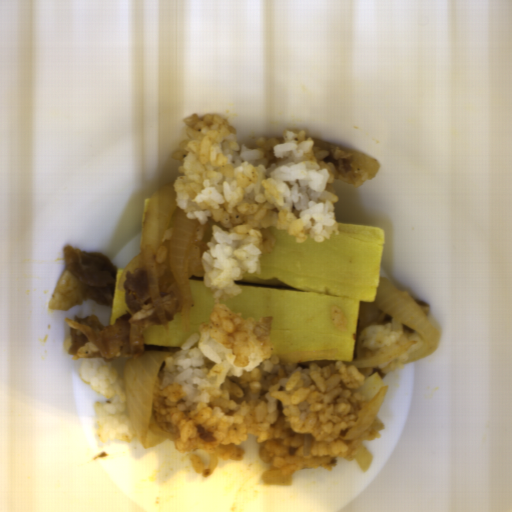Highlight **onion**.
Segmentation results:
<instances>
[{
	"instance_id": "55239325",
	"label": "onion",
	"mask_w": 512,
	"mask_h": 512,
	"mask_svg": "<svg viewBox=\"0 0 512 512\" xmlns=\"http://www.w3.org/2000/svg\"><path fill=\"white\" fill-rule=\"evenodd\" d=\"M375 302L381 311L387 312L422 341V346L410 353L406 362L432 355L439 346L441 329L432 325L417 303L407 293H398L388 278H380L375 292Z\"/></svg>"
},
{
	"instance_id": "275d332c",
	"label": "onion",
	"mask_w": 512,
	"mask_h": 512,
	"mask_svg": "<svg viewBox=\"0 0 512 512\" xmlns=\"http://www.w3.org/2000/svg\"><path fill=\"white\" fill-rule=\"evenodd\" d=\"M339 150H343L346 153L351 154L352 166L360 169L362 172H365L367 180L370 181L375 177L380 166L376 160L362 153L346 149L342 146H339Z\"/></svg>"
},
{
	"instance_id": "6bf65262",
	"label": "onion",
	"mask_w": 512,
	"mask_h": 512,
	"mask_svg": "<svg viewBox=\"0 0 512 512\" xmlns=\"http://www.w3.org/2000/svg\"><path fill=\"white\" fill-rule=\"evenodd\" d=\"M170 355L167 352H147L142 357L129 358L124 366L125 402L137 442L149 449L164 440L176 441L178 434L163 431L156 423L152 399L161 366Z\"/></svg>"
},
{
	"instance_id": "25a0d678",
	"label": "onion",
	"mask_w": 512,
	"mask_h": 512,
	"mask_svg": "<svg viewBox=\"0 0 512 512\" xmlns=\"http://www.w3.org/2000/svg\"><path fill=\"white\" fill-rule=\"evenodd\" d=\"M261 479L268 486H292L293 474L284 475L279 470H267L262 474Z\"/></svg>"
},
{
	"instance_id": "06740285",
	"label": "onion",
	"mask_w": 512,
	"mask_h": 512,
	"mask_svg": "<svg viewBox=\"0 0 512 512\" xmlns=\"http://www.w3.org/2000/svg\"><path fill=\"white\" fill-rule=\"evenodd\" d=\"M175 181L165 183L151 195L145 226L140 235L141 250L122 270L118 289L123 292L127 272L133 275L138 269L145 268L151 304L160 323L167 331L168 319L160 296L156 258L160 243L166 237L173 222L168 262L182 299L180 325L183 332H190V316L194 300L187 266L199 220L198 218L190 219L185 211L177 206L173 186Z\"/></svg>"
},
{
	"instance_id": "997b7004",
	"label": "onion",
	"mask_w": 512,
	"mask_h": 512,
	"mask_svg": "<svg viewBox=\"0 0 512 512\" xmlns=\"http://www.w3.org/2000/svg\"><path fill=\"white\" fill-rule=\"evenodd\" d=\"M312 440H313V436H311L310 434H306L305 433V435L303 437L304 456H308L310 454L311 446H312Z\"/></svg>"
},
{
	"instance_id": "9b606d95",
	"label": "onion",
	"mask_w": 512,
	"mask_h": 512,
	"mask_svg": "<svg viewBox=\"0 0 512 512\" xmlns=\"http://www.w3.org/2000/svg\"><path fill=\"white\" fill-rule=\"evenodd\" d=\"M219 455L210 453L209 463L207 467L203 470L202 478H208L218 466Z\"/></svg>"
},
{
	"instance_id": "23ac38db",
	"label": "onion",
	"mask_w": 512,
	"mask_h": 512,
	"mask_svg": "<svg viewBox=\"0 0 512 512\" xmlns=\"http://www.w3.org/2000/svg\"><path fill=\"white\" fill-rule=\"evenodd\" d=\"M387 390L388 385H383L378 371L374 372L360 387L356 388L355 392L359 393L362 399L367 400L368 404L353 427L343 436H339V439L351 442L369 430L375 422Z\"/></svg>"
},
{
	"instance_id": "2ce2d468",
	"label": "onion",
	"mask_w": 512,
	"mask_h": 512,
	"mask_svg": "<svg viewBox=\"0 0 512 512\" xmlns=\"http://www.w3.org/2000/svg\"><path fill=\"white\" fill-rule=\"evenodd\" d=\"M418 341L402 345L400 348L393 349L387 354H378L367 358H356L350 365L356 369L373 368L381 365L386 361L400 359L410 348L417 345Z\"/></svg>"
},
{
	"instance_id": "bf0cefb9",
	"label": "onion",
	"mask_w": 512,
	"mask_h": 512,
	"mask_svg": "<svg viewBox=\"0 0 512 512\" xmlns=\"http://www.w3.org/2000/svg\"><path fill=\"white\" fill-rule=\"evenodd\" d=\"M351 457L357 461L360 469L365 472V471H367V469L370 465V462L372 460V453L368 447H363L360 450H358V452Z\"/></svg>"
}]
</instances>
